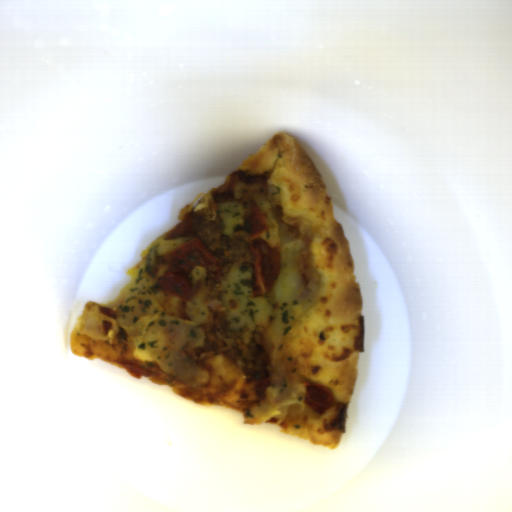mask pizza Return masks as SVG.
Returning a JSON list of instances; mask_svg holds the SVG:
<instances>
[{"instance_id": "pizza-3", "label": "pizza", "mask_w": 512, "mask_h": 512, "mask_svg": "<svg viewBox=\"0 0 512 512\" xmlns=\"http://www.w3.org/2000/svg\"><path fill=\"white\" fill-rule=\"evenodd\" d=\"M205 303H206V307H207V312L211 311V310H214V309L225 310V308H224V306L222 304V294H221V292L218 294V296L216 298L210 297L209 296V292H208L207 295H206Z\"/></svg>"}, {"instance_id": "pizza-4", "label": "pizza", "mask_w": 512, "mask_h": 512, "mask_svg": "<svg viewBox=\"0 0 512 512\" xmlns=\"http://www.w3.org/2000/svg\"><path fill=\"white\" fill-rule=\"evenodd\" d=\"M178 237H182L185 239L186 243L189 242V241H192L194 239H197V237L193 234L191 235H184V236H178Z\"/></svg>"}, {"instance_id": "pizza-2", "label": "pizza", "mask_w": 512, "mask_h": 512, "mask_svg": "<svg viewBox=\"0 0 512 512\" xmlns=\"http://www.w3.org/2000/svg\"><path fill=\"white\" fill-rule=\"evenodd\" d=\"M216 189L200 193L195 197L192 203L183 206L179 210V220H183L187 215L195 212L198 216L205 215L209 220L214 219L215 217H222L223 226L221 234L224 236L230 237L236 231L250 232L248 227L250 221L245 218L246 207L244 203H236L232 201L216 203L213 197V192Z\"/></svg>"}, {"instance_id": "pizza-1", "label": "pizza", "mask_w": 512, "mask_h": 512, "mask_svg": "<svg viewBox=\"0 0 512 512\" xmlns=\"http://www.w3.org/2000/svg\"><path fill=\"white\" fill-rule=\"evenodd\" d=\"M237 170L269 173L268 191L257 201L268 225L262 240L278 251L283 235L305 241L306 250L299 256L302 284L314 298L313 305L275 343L266 400L242 409L244 376L221 354L209 358L204 370L210 379L202 389L175 380L154 362L134 360L124 327L100 310V306L112 307L114 300L85 303L69 337L70 352L116 367H121V362L135 363L152 371L146 377L156 386H167L205 406L238 410L244 425L275 424L284 433L337 449L344 433L324 429L333 408L321 415L304 402L305 383L312 382L330 388L336 401L346 403L348 410L365 352L361 284L345 233L335 217L334 202L309 155L295 136L285 132L262 143Z\"/></svg>"}]
</instances>
